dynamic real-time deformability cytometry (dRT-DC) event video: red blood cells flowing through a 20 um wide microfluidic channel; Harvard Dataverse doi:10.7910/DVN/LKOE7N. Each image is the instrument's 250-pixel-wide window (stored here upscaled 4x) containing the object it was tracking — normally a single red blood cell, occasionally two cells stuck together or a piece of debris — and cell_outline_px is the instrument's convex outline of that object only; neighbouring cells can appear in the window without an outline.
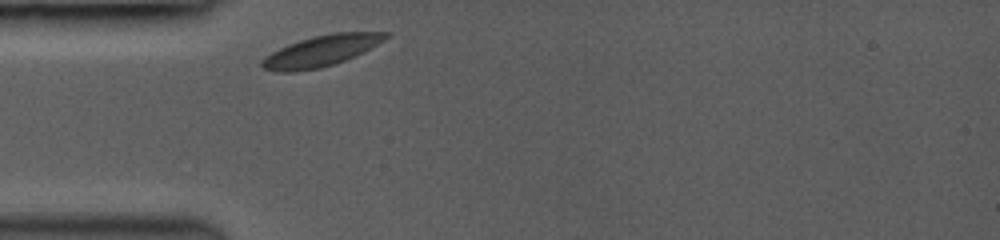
{"species": "common noctule bat (a hibernating species)", "species_latin": "Nyctalus noctula", "temperature_condition": "room temperature", "stored_images_in_passage": 4, "camera_frame_rate_fps": 3000, "um_per_image_px": 0.085, "animal": {"sex": "female", "body_mass_g": 19.0, "forearm_length_mm": 53.3}, "frame": {"image": 1, "passage_image": 1, "time_ms": 0.0, "image_size_px": [1000, 240], "cell_outline_px": [[392, 36], [356, 56], [336, 64], [320, 68], [292, 72], [280, 72], [264, 68], [260, 64], [260, 60], [264, 56], [288, 44], [312, 36], [336, 32], [392, 32]], "centroid_in_image_um": [27.34, 4.32], "position_along_channel_um": 57.7, "area_um2": 22.54}}